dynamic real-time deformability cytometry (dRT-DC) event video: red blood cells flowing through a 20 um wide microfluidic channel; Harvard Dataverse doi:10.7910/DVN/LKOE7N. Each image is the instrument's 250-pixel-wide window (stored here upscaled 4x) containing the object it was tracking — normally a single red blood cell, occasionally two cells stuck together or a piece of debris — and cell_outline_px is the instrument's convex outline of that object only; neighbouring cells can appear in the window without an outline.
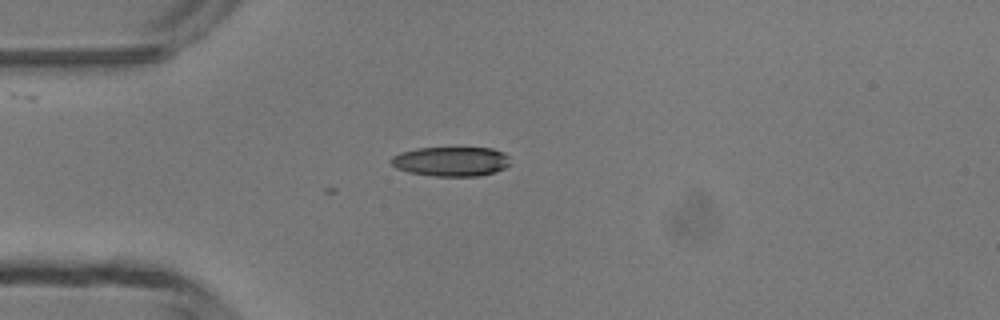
{"species": "common noctule bat (a hibernating species)", "species_latin": "Nyctalus noctula", "temperature_condition": "room temperature", "stored_images_in_passage": 4, "camera_frame_rate_fps": 3000, "um_per_image_px": 0.085, "animal": {"sex": "male", "body_mass_g": 13.3}, "frame": {"image": 1, "passage_image": 4, "time_ms": 3.333, "image_size_px": [1000, 320], "cell_outline_px": [[512, 164], [504, 168], [480, 176], [432, 176], [408, 172], [396, 168], [388, 160], [392, 156], [400, 152], [416, 148], [492, 148], [504, 152], [508, 156]], "centroid_in_image_um": [38.33, 13.72], "position_along_channel_um": 46.7, "area_um2": 20.69}}